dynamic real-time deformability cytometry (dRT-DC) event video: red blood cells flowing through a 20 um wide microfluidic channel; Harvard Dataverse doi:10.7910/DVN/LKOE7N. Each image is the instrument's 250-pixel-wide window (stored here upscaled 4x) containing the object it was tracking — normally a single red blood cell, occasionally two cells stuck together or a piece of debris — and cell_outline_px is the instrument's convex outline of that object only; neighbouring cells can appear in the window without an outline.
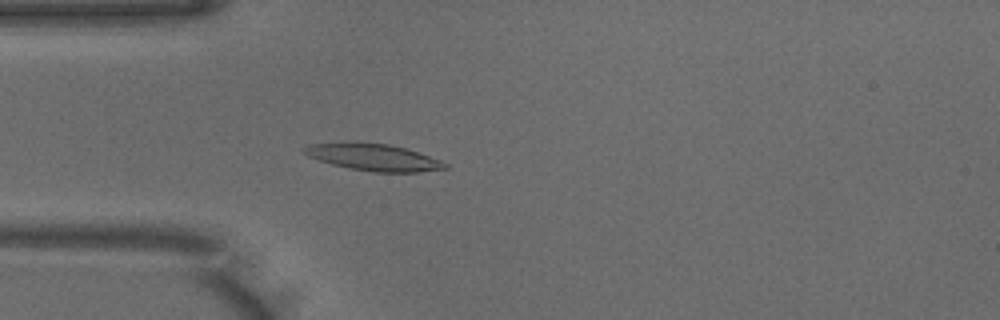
{"species": "common noctule bat (a hibernating species)", "species_latin": "Nyctalus noctula", "temperature_condition": "warm", "stored_images_in_passage": 43, "camera_frame_rate_fps": 3000, "um_per_image_px": 0.085, "animal": {"sex": "male", "body_mass_g": 18.8}, "frame": {"image": 1, "passage_image": 7, "time_ms": 2.0, "image_size_px": [1000, 320], "cell_outline_px": [[448, 168], [416, 172], [372, 172], [348, 168], [332, 164], [308, 156], [300, 148], [312, 144], [344, 140], [356, 140], [388, 144], [408, 148], [440, 160], [448, 164]], "centroid_in_image_um": [31.7, 13.33], "position_along_channel_um": 53.3, "area_um2": 22.66}}
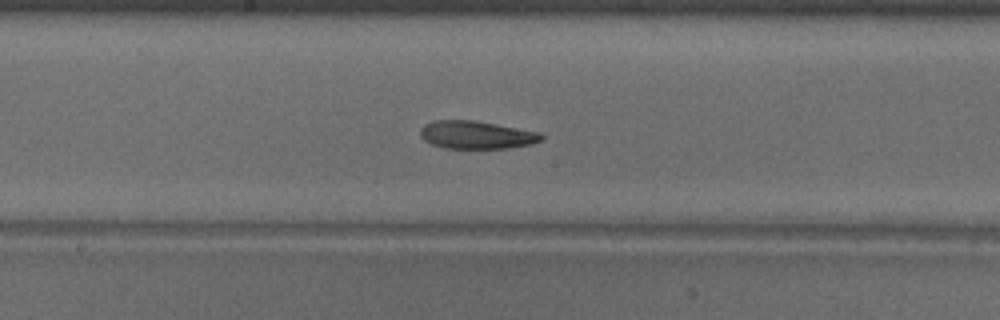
{"frame": {"image": 2, "passage_image": 19, "time_ms": 6.0, "image_size_px": [1000, 320], "cell_outline_px": [[544, 136], [540, 140], [532, 144], [508, 148], [444, 148], [432, 144], [424, 140], [420, 136], [420, 128], [424, 124], [432, 120], [472, 120], [540, 132]], "centroid_in_image_um": [40.46, 11.46], "position_along_channel_um": 207.7, "area_um2": 19.65}}
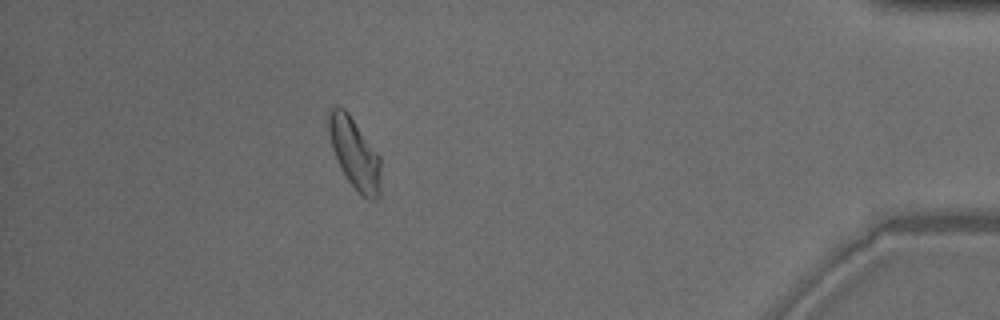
{"frame": {"image": 3, "passage_image": 38, "time_ms": 12.333, "image_size_px": [1000, 320], "cell_outline_px": [[380, 196], [376, 200], [368, 200], [348, 180], [340, 168], [332, 148], [328, 132], [328, 108], [336, 104], [344, 108], [348, 112], [380, 156]], "centroid_in_image_um": [30.12, 12.99], "position_along_channel_um": 405.1, "area_um2": 21.56}, "authors_computed_cell_mechanics": {"area_um2": 20.6924, "velocity_mm_per_s": 3.9621, "shape_relaxation_time_tau1_ms": null, "shape_relaxation_time_tau2_ms": 3.8279, "deformation_change_tau1": null, "deformation_change_tau2": 0.1183}}